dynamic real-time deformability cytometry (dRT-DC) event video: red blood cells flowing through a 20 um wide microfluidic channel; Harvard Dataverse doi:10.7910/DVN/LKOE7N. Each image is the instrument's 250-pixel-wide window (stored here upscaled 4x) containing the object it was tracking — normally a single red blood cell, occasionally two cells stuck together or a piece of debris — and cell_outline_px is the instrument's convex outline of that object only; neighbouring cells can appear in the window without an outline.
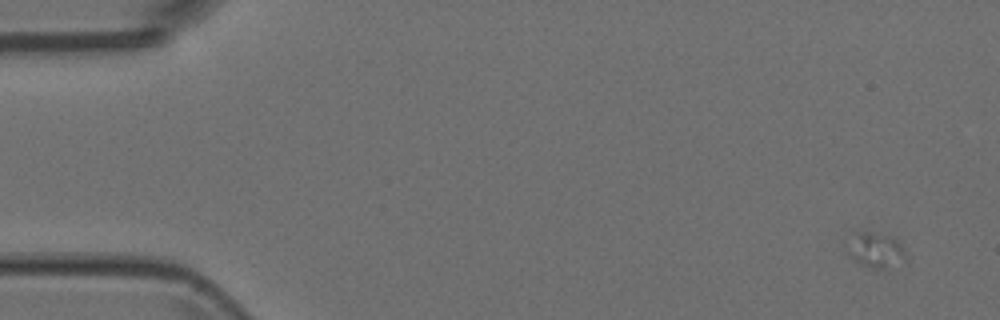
{"species": "Egyptian fruit bat (a non-hibernating species)", "species_latin": "Rousettus aegyptiacus", "temperature_condition": "room temperature", "stored_images_in_passage": 6, "camera_frame_rate_fps": 3000, "um_per_image_px": 0.085, "animal": {"sex": "female"}, "frame": {"image": 1, "passage_image": 1, "time_ms": 0.0, "image_size_px": [1000, 320], "cell_outline_px": [[904, 252], [884, 268], [872, 268], [860, 264], [848, 252], [844, 244], [860, 232], [868, 232], [896, 236]], "centroid_in_image_um": [74.31, 21.18], "position_along_channel_um": 10.7, "area_um2": 11.04}}